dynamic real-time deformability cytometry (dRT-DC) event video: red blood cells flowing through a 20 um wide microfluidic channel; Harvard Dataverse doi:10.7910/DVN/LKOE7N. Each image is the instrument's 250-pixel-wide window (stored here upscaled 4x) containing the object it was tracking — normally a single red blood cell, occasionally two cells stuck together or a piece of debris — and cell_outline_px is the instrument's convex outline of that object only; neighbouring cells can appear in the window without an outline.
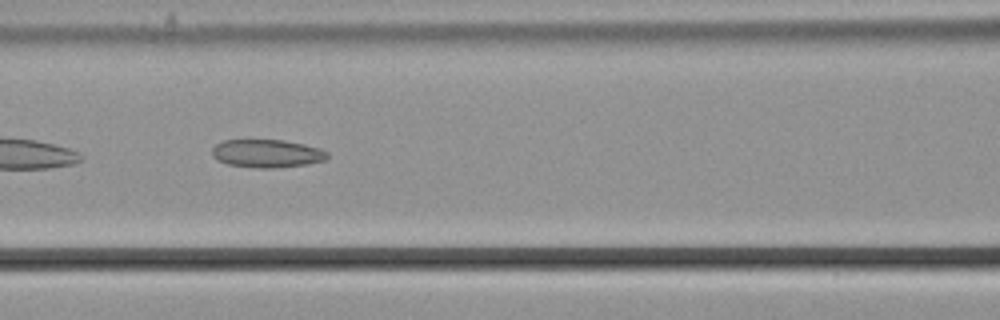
{"species": "common noctule bat (a hibernating species)", "species_latin": "Nyctalus noctula", "temperature_condition": "cold", "stored_images_in_passage": 39, "camera_frame_rate_fps": 3000, "um_per_image_px": 0.085, "animal": {"sex": "male", "body_mass_g": 21.5, "forearm_length_mm": 52.0}, "frame": {"image": 1, "passage_image": 15, "time_ms": 4.667, "image_size_px": [1000, 320], "cell_outline_px": [[328, 156], [324, 160], [308, 164], [272, 168], [256, 168], [228, 164], [216, 160], [212, 156], [212, 148], [216, 144], [224, 140], [284, 140], [304, 144], [320, 148], [328, 152]], "centroid_in_image_um": [22.68, 13.04], "position_along_channel_um": 143.9, "area_um2": 18.9}}
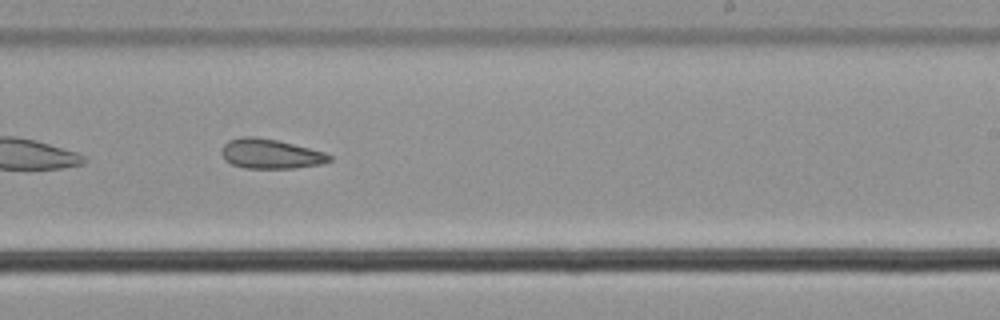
{"frame": {"image": 2, "passage_image": 25, "time_ms": 8.0, "image_size_px": [1000, 320], "cell_outline_px": [[332, 160], [320, 164], [296, 168], [244, 168], [232, 164], [224, 160], [220, 152], [224, 144], [228, 140], [240, 136], [256, 136], [276, 140], [324, 152], [332, 156]], "centroid_in_image_um": [22.94, 13.07], "position_along_channel_um": 266.1, "area_um2": 18.67}}
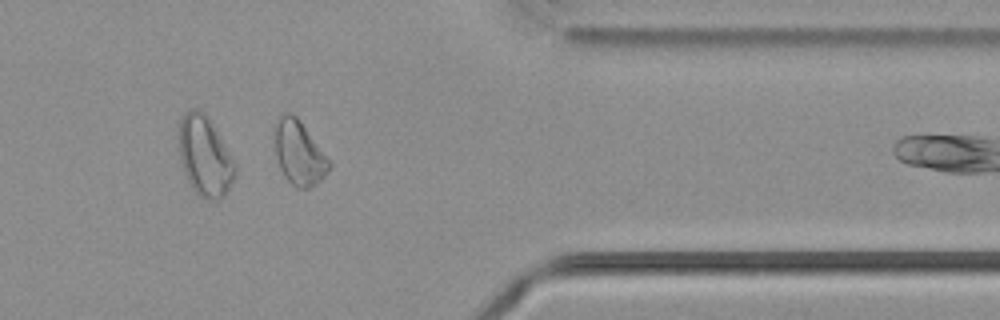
{"frame": {"image": 3, "passage_image": 36, "time_ms": 11.667, "image_size_px": [1000, 320], "cell_outline_px": [[332, 164], [324, 176], [316, 184], [308, 188], [296, 188], [284, 176], [280, 168], [276, 156], [272, 136], [272, 128], [280, 112], [292, 112], [300, 120], [332, 160]], "centroid_in_image_um": [25.39, 12.92], "position_along_channel_um": 386.0, "area_um2": 21.21}}